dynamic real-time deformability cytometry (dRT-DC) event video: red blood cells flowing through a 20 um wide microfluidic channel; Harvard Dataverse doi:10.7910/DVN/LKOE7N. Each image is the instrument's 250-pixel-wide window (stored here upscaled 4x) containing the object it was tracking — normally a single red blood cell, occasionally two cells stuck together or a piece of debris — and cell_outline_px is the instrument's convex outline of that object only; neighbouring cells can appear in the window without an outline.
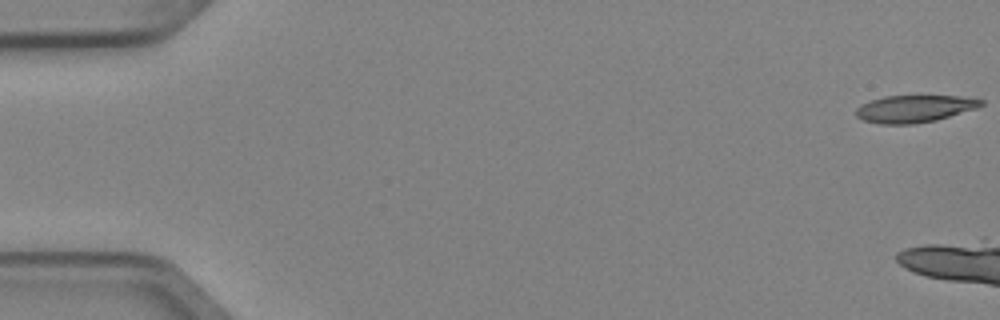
{"species": "Egyptian fruit bat (a non-hibernating species)", "species_latin": "Rousettus aegyptiacus", "temperature_condition": "cold", "stored_images_in_passage": 7, "camera_frame_rate_fps": 3000, "um_per_image_px": 0.085, "animal": {"sex": "female"}, "frame": {"image": 1, "passage_image": 1, "time_ms": 0.0, "image_size_px": [1000, 320], "cell_outline_px": [[984, 104], [976, 108], [936, 120], [912, 124], [880, 124], [864, 120], [856, 116], [856, 108], [872, 100], [884, 96], [960, 96], [984, 100]], "centroid_in_image_um": [77.74, 9.24], "position_along_channel_um": 7.3, "area_um2": 19.59}}
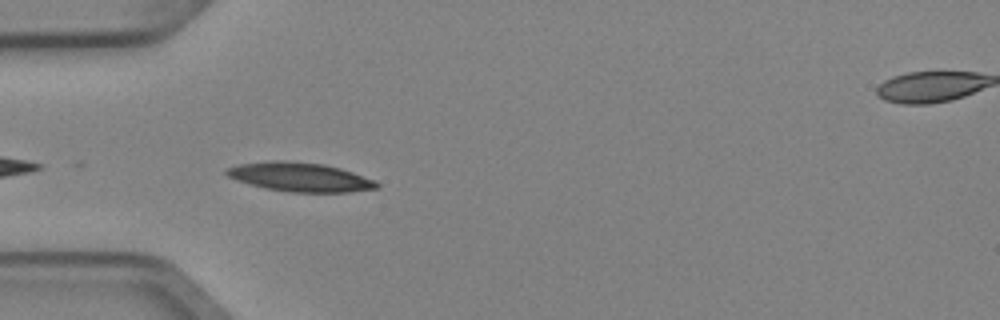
{"frame": {"image": 2, "passage_image": 6, "time_ms": 1.667, "image_size_px": [1000, 320], "cell_outline_px": [[380, 188], [348, 192], [292, 192], [264, 188], [236, 180], [228, 176], [224, 172], [224, 168], [240, 164], [268, 160], [284, 160], [324, 164], [340, 168], [376, 180], [380, 184]], "centroid_in_image_um": [25.49, 15.04], "position_along_channel_um": 59.5, "area_um2": 25.61}}
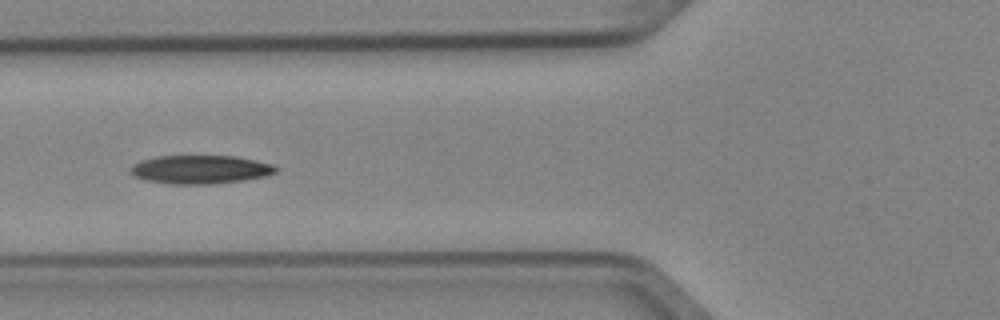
{"frame": {"image": 3, "passage_image": 7, "time_ms": 2.0, "image_size_px": [1000, 320], "cell_outline_px": [[280, 168], [276, 172], [264, 176], [244, 180], [216, 184], [168, 184], [144, 180], [128, 172], [132, 164], [140, 160], [156, 156], [236, 156], [256, 160], [272, 164]], "centroid_in_image_um": [17.01, 14.41], "position_along_channel_um": 108.8, "area_um2": 24.45}}